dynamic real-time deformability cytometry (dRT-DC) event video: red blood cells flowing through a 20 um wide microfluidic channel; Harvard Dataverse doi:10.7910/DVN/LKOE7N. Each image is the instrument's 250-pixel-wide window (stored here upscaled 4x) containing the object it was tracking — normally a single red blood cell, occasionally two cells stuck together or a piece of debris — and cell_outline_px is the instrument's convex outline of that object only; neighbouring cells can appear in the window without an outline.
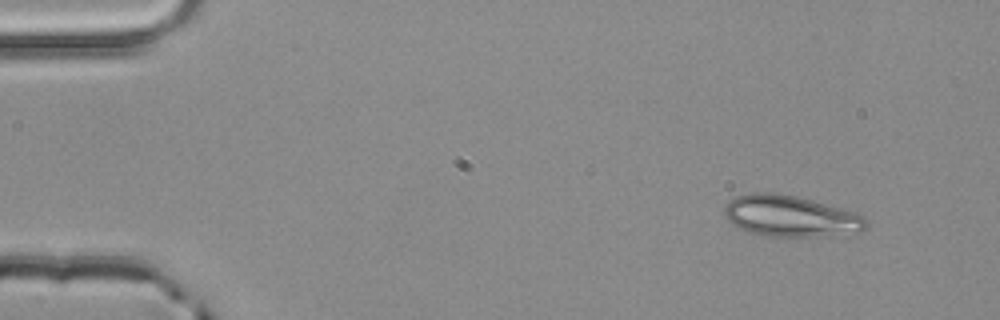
{"species": "common noctule bat (a hibernating species)", "species_latin": "Nyctalus noctula", "temperature_condition": "room temperature", "stored_images_in_passage": 3, "camera_frame_rate_fps": 3000, "um_per_image_px": 0.085, "animal": {"sex": "male", "body_mass_g": 20.4}, "frame": {"image": 1, "passage_image": 1, "time_ms": 0.0, "image_size_px": [1000, 320], "cell_outline_px": [[868, 224], [864, 228], [816, 236], [768, 236], [748, 232], [732, 224], [724, 216], [724, 208], [728, 200], [736, 196], [752, 192], [772, 192], [796, 196], [812, 200], [856, 212], [864, 216], [868, 220]], "centroid_in_image_um": [67.09, 18.33], "position_along_channel_um": 17.9, "area_um2": 33.52}}